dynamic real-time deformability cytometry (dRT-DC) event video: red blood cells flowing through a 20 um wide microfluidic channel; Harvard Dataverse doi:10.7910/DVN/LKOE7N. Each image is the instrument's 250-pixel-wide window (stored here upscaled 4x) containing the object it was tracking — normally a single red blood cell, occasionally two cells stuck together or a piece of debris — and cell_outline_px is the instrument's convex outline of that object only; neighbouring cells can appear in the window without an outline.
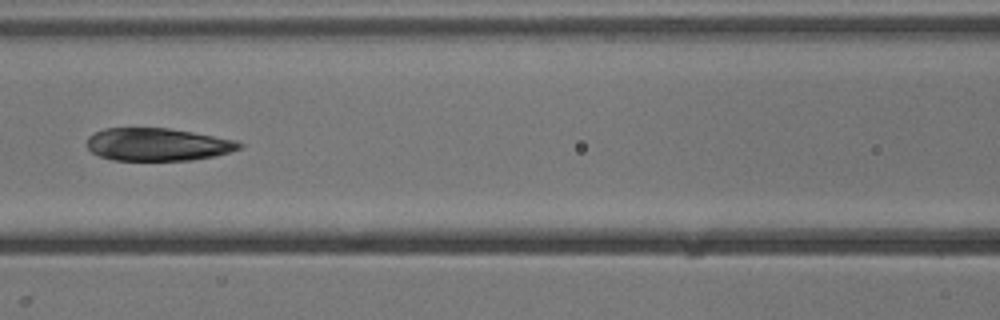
{"species": "common noctule bat (a hibernating species)", "species_latin": "Nyctalus noctula", "temperature_condition": "cold", "stored_images_in_passage": 22, "camera_frame_rate_fps": 3000, "um_per_image_px": 0.085, "animal": {"sex": "male", "body_mass_g": 13.3}, "frame": {"image": 1, "passage_image": 10, "time_ms": 3.0, "image_size_px": [1000, 320], "cell_outline_px": [[244, 144], [240, 148], [216, 156], [192, 160], [112, 160], [100, 156], [92, 152], [88, 148], [88, 136], [104, 128], [168, 128], [192, 132], [236, 140]], "centroid_in_image_um": [13.4, 12.28], "position_along_channel_um": 153.2, "area_um2": 28.96}}